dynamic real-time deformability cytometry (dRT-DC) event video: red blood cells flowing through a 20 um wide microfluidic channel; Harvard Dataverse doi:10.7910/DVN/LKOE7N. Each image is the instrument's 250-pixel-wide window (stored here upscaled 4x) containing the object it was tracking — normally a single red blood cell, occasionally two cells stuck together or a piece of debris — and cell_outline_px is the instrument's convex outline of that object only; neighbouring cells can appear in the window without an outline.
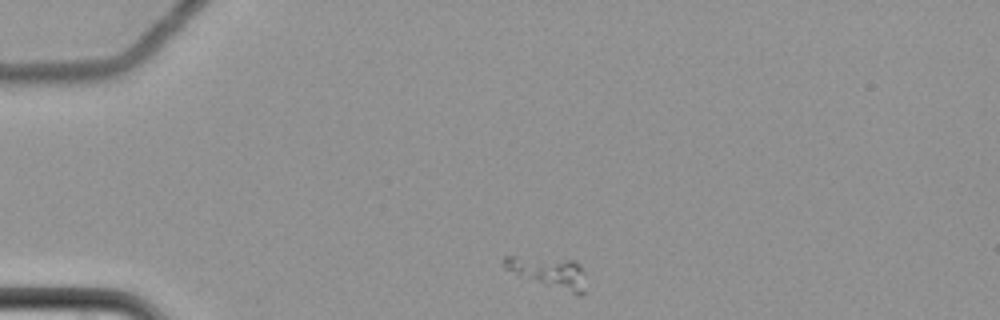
{"species": "common noctule bat (a hibernating species)", "species_latin": "Nyctalus noctula", "temperature_condition": "cold", "stored_images_in_passage": 48, "camera_frame_rate_fps": 3000, "um_per_image_px": 0.085, "animal": {"sex": "female", "body_mass_g": 22.7, "forearm_length_mm": 54.2}, "frame": {"image": 1, "passage_image": 1, "time_ms": 0.0, "image_size_px": [1000, 320], "cell_outline_px": [[584, 292], [580, 296], [576, 296], [524, 280], [516, 276], [504, 268], [500, 260], [504, 256], [512, 256], [572, 260], [580, 264], [584, 272]], "centroid_in_image_um": [46.59, 23.19], "position_along_channel_um": 38.4, "area_um2": 15.55}}
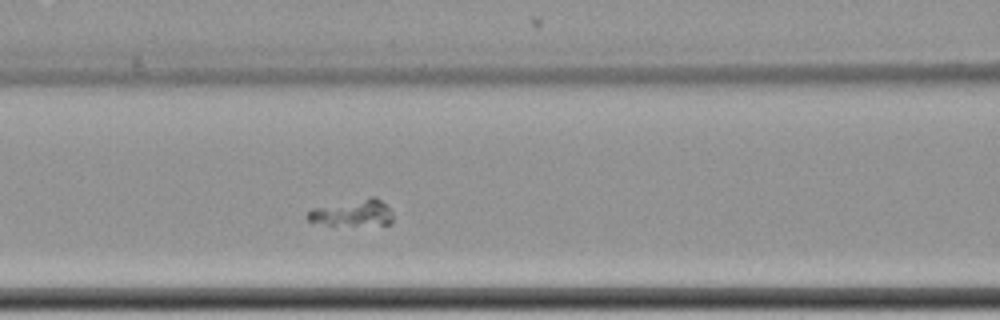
{"frame": {"image": 2, "passage_image": 14, "time_ms": 4.333, "image_size_px": [1000, 320], "cell_outline_px": [[392, 224], [324, 224], [308, 220], [304, 216], [312, 208], [372, 196], [380, 200], [392, 212]], "centroid_in_image_um": [29.96, 18.08], "position_along_channel_um": 136.6, "area_um2": 12.89}}
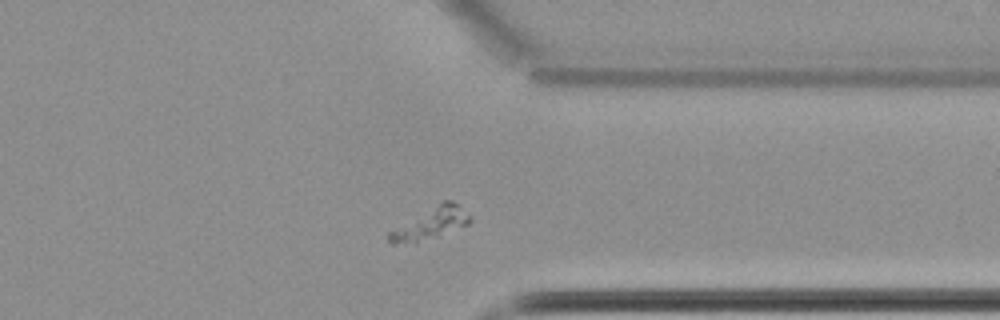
{"frame": {"image": 3, "passage_image": 35, "time_ms": 11.333, "image_size_px": [1000, 320], "cell_outline_px": [[472, 220], [468, 224], [436, 236], [416, 240], [392, 244], [388, 240], [388, 232], [444, 200], [452, 200], [472, 216]], "centroid_in_image_um": [36.66, 18.95], "position_along_channel_um": 374.7, "area_um2": 13.93}}